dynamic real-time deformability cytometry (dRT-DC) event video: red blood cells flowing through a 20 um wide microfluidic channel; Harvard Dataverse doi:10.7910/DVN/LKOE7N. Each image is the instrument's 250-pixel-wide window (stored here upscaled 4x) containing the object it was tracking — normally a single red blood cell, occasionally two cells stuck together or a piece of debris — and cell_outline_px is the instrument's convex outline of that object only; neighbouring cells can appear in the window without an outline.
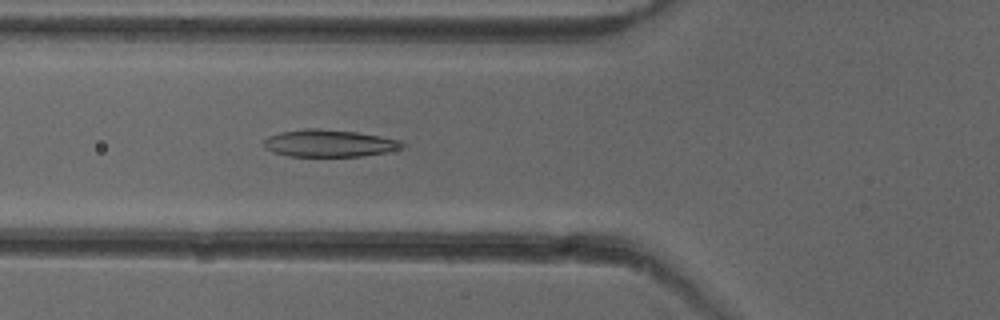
{"species": "common noctule bat (a hibernating species)", "species_latin": "Nyctalus noctula", "temperature_condition": "cold", "stored_images_in_passage": 43, "camera_frame_rate_fps": 3000, "um_per_image_px": 0.085, "animal": {"sex": "female"}, "frame": {"image": 1, "passage_image": 11, "time_ms": 3.333, "image_size_px": [1000, 320], "cell_outline_px": [[404, 148], [388, 152], [364, 156], [288, 156], [272, 152], [264, 148], [264, 140], [268, 136], [280, 132], [308, 128], [320, 128], [356, 132], [380, 136], [400, 140], [404, 144]], "centroid_in_image_um": [27.98, 12.18], "position_along_channel_um": 97.8, "area_um2": 22.08}}
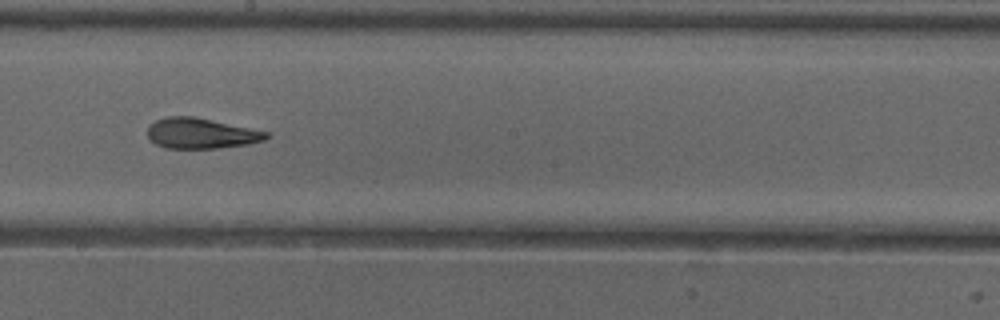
{"frame": {"image": 2, "passage_image": 21, "time_ms": 6.667, "image_size_px": [1000, 320], "cell_outline_px": [[272, 136], [264, 140], [248, 144], [216, 148], [168, 148], [156, 144], [148, 136], [148, 124], [156, 120], [168, 116], [192, 116], [268, 132]], "centroid_in_image_um": [17.08, 11.33], "position_along_channel_um": 231.1, "area_um2": 20.87}}
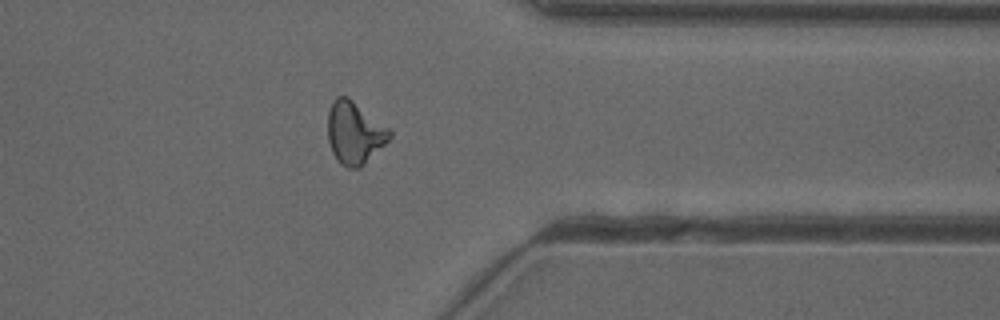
{"frame": {"image": 3, "passage_image": 33, "time_ms": 10.667, "image_size_px": [1000, 320], "cell_outline_px": [[392, 136], [360, 168], [348, 168], [340, 164], [336, 160], [332, 152], [328, 140], [328, 112], [332, 100], [336, 96], [348, 96], [388, 128], [392, 132]], "centroid_in_image_um": [30.1, 11.29], "position_along_channel_um": 381.3, "area_um2": 22.37}, "authors_computed_cell_mechanics": {"area_um2": 21.7328, "velocity_mm_per_s": 3.9749, "shape_relaxation_time_tau1_ms": null, "shape_relaxation_time_tau2_ms": 3.1883, "deformation_change_tau1": null, "deformation_change_tau2": 0.0945}}